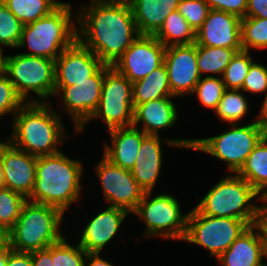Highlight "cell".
<instances>
[{
	"label": "cell",
	"instance_id": "obj_1",
	"mask_svg": "<svg viewBox=\"0 0 267 266\" xmlns=\"http://www.w3.org/2000/svg\"><path fill=\"white\" fill-rule=\"evenodd\" d=\"M77 40L104 64L113 66L140 36L127 0H91L81 5Z\"/></svg>",
	"mask_w": 267,
	"mask_h": 266
},
{
	"label": "cell",
	"instance_id": "obj_2",
	"mask_svg": "<svg viewBox=\"0 0 267 266\" xmlns=\"http://www.w3.org/2000/svg\"><path fill=\"white\" fill-rule=\"evenodd\" d=\"M48 103H25L13 115L12 135L7 139L14 147L37 157L60 152L65 128L61 116Z\"/></svg>",
	"mask_w": 267,
	"mask_h": 266
},
{
	"label": "cell",
	"instance_id": "obj_3",
	"mask_svg": "<svg viewBox=\"0 0 267 266\" xmlns=\"http://www.w3.org/2000/svg\"><path fill=\"white\" fill-rule=\"evenodd\" d=\"M83 165L62 151L37 157L36 179L28 201L58 208L65 214L79 200Z\"/></svg>",
	"mask_w": 267,
	"mask_h": 266
},
{
	"label": "cell",
	"instance_id": "obj_4",
	"mask_svg": "<svg viewBox=\"0 0 267 266\" xmlns=\"http://www.w3.org/2000/svg\"><path fill=\"white\" fill-rule=\"evenodd\" d=\"M69 3L62 2L50 14L23 26L17 48L25 45L31 50L28 56L56 60L60 54L77 40V26L71 17Z\"/></svg>",
	"mask_w": 267,
	"mask_h": 266
},
{
	"label": "cell",
	"instance_id": "obj_5",
	"mask_svg": "<svg viewBox=\"0 0 267 266\" xmlns=\"http://www.w3.org/2000/svg\"><path fill=\"white\" fill-rule=\"evenodd\" d=\"M230 126L232 128L214 137L163 140L173 147L194 149L215 156L227 163L230 172L237 174L249 154L266 134L258 121L241 127L239 124Z\"/></svg>",
	"mask_w": 267,
	"mask_h": 266
},
{
	"label": "cell",
	"instance_id": "obj_6",
	"mask_svg": "<svg viewBox=\"0 0 267 266\" xmlns=\"http://www.w3.org/2000/svg\"><path fill=\"white\" fill-rule=\"evenodd\" d=\"M254 198L260 201L263 197L244 178L234 174L221 178L195 208L203 215L235 218L254 225L259 213Z\"/></svg>",
	"mask_w": 267,
	"mask_h": 266
},
{
	"label": "cell",
	"instance_id": "obj_7",
	"mask_svg": "<svg viewBox=\"0 0 267 266\" xmlns=\"http://www.w3.org/2000/svg\"><path fill=\"white\" fill-rule=\"evenodd\" d=\"M63 215L58 208L27 200L9 230L12 250L30 253L59 242L64 237L59 230Z\"/></svg>",
	"mask_w": 267,
	"mask_h": 266
},
{
	"label": "cell",
	"instance_id": "obj_8",
	"mask_svg": "<svg viewBox=\"0 0 267 266\" xmlns=\"http://www.w3.org/2000/svg\"><path fill=\"white\" fill-rule=\"evenodd\" d=\"M5 73L25 103L46 102L55 91V60L25 54L6 56ZM34 92L37 99H28ZM42 100V101H41Z\"/></svg>",
	"mask_w": 267,
	"mask_h": 266
},
{
	"label": "cell",
	"instance_id": "obj_9",
	"mask_svg": "<svg viewBox=\"0 0 267 266\" xmlns=\"http://www.w3.org/2000/svg\"><path fill=\"white\" fill-rule=\"evenodd\" d=\"M151 194L145 192L132 212L145 222V235L184 241L189 213H181L180 203L173 195L159 193L151 199Z\"/></svg>",
	"mask_w": 267,
	"mask_h": 266
},
{
	"label": "cell",
	"instance_id": "obj_10",
	"mask_svg": "<svg viewBox=\"0 0 267 266\" xmlns=\"http://www.w3.org/2000/svg\"><path fill=\"white\" fill-rule=\"evenodd\" d=\"M249 226L244 220L207 216L193 208L184 240L205 247L211 257L218 258Z\"/></svg>",
	"mask_w": 267,
	"mask_h": 266
},
{
	"label": "cell",
	"instance_id": "obj_11",
	"mask_svg": "<svg viewBox=\"0 0 267 266\" xmlns=\"http://www.w3.org/2000/svg\"><path fill=\"white\" fill-rule=\"evenodd\" d=\"M132 83L114 67L105 64L100 102L92 119L101 118L109 130L132 126L133 123Z\"/></svg>",
	"mask_w": 267,
	"mask_h": 266
},
{
	"label": "cell",
	"instance_id": "obj_12",
	"mask_svg": "<svg viewBox=\"0 0 267 266\" xmlns=\"http://www.w3.org/2000/svg\"><path fill=\"white\" fill-rule=\"evenodd\" d=\"M104 77L105 64L89 80L73 86H55L54 97L61 96L64 109L72 116L77 133L84 130L99 106Z\"/></svg>",
	"mask_w": 267,
	"mask_h": 266
},
{
	"label": "cell",
	"instance_id": "obj_13",
	"mask_svg": "<svg viewBox=\"0 0 267 266\" xmlns=\"http://www.w3.org/2000/svg\"><path fill=\"white\" fill-rule=\"evenodd\" d=\"M109 207H119L132 213L142 201L144 190L132 176L131 170L123 169L103 156L95 167Z\"/></svg>",
	"mask_w": 267,
	"mask_h": 266
},
{
	"label": "cell",
	"instance_id": "obj_14",
	"mask_svg": "<svg viewBox=\"0 0 267 266\" xmlns=\"http://www.w3.org/2000/svg\"><path fill=\"white\" fill-rule=\"evenodd\" d=\"M165 50L155 36L140 35L112 67L134 83L164 63Z\"/></svg>",
	"mask_w": 267,
	"mask_h": 266
},
{
	"label": "cell",
	"instance_id": "obj_15",
	"mask_svg": "<svg viewBox=\"0 0 267 266\" xmlns=\"http://www.w3.org/2000/svg\"><path fill=\"white\" fill-rule=\"evenodd\" d=\"M164 64L172 95H192L201 78L197 66V44L166 47Z\"/></svg>",
	"mask_w": 267,
	"mask_h": 266
},
{
	"label": "cell",
	"instance_id": "obj_16",
	"mask_svg": "<svg viewBox=\"0 0 267 266\" xmlns=\"http://www.w3.org/2000/svg\"><path fill=\"white\" fill-rule=\"evenodd\" d=\"M195 44L242 51L241 18L232 13L210 9L203 25L196 32Z\"/></svg>",
	"mask_w": 267,
	"mask_h": 266
},
{
	"label": "cell",
	"instance_id": "obj_17",
	"mask_svg": "<svg viewBox=\"0 0 267 266\" xmlns=\"http://www.w3.org/2000/svg\"><path fill=\"white\" fill-rule=\"evenodd\" d=\"M104 63L76 40L55 60V86H73L89 80Z\"/></svg>",
	"mask_w": 267,
	"mask_h": 266
},
{
	"label": "cell",
	"instance_id": "obj_18",
	"mask_svg": "<svg viewBox=\"0 0 267 266\" xmlns=\"http://www.w3.org/2000/svg\"><path fill=\"white\" fill-rule=\"evenodd\" d=\"M0 159L7 188L28 199L36 179L37 156L0 141Z\"/></svg>",
	"mask_w": 267,
	"mask_h": 266
},
{
	"label": "cell",
	"instance_id": "obj_19",
	"mask_svg": "<svg viewBox=\"0 0 267 266\" xmlns=\"http://www.w3.org/2000/svg\"><path fill=\"white\" fill-rule=\"evenodd\" d=\"M129 212L119 207H107L92 218L83 229L78 243L87 253H101L117 234Z\"/></svg>",
	"mask_w": 267,
	"mask_h": 266
},
{
	"label": "cell",
	"instance_id": "obj_20",
	"mask_svg": "<svg viewBox=\"0 0 267 266\" xmlns=\"http://www.w3.org/2000/svg\"><path fill=\"white\" fill-rule=\"evenodd\" d=\"M255 228L259 231L256 234ZM265 245L259 226L250 225L217 260L222 266H260L264 263Z\"/></svg>",
	"mask_w": 267,
	"mask_h": 266
},
{
	"label": "cell",
	"instance_id": "obj_21",
	"mask_svg": "<svg viewBox=\"0 0 267 266\" xmlns=\"http://www.w3.org/2000/svg\"><path fill=\"white\" fill-rule=\"evenodd\" d=\"M171 98H158L134 105L132 126L137 128L138 123L143 122L141 130L153 136H158L160 129L174 126L177 123L178 111Z\"/></svg>",
	"mask_w": 267,
	"mask_h": 266
},
{
	"label": "cell",
	"instance_id": "obj_22",
	"mask_svg": "<svg viewBox=\"0 0 267 266\" xmlns=\"http://www.w3.org/2000/svg\"><path fill=\"white\" fill-rule=\"evenodd\" d=\"M109 134L112 146L105 145L104 157L123 169L132 170L147 134L134 126L114 128L109 130Z\"/></svg>",
	"mask_w": 267,
	"mask_h": 266
},
{
	"label": "cell",
	"instance_id": "obj_23",
	"mask_svg": "<svg viewBox=\"0 0 267 266\" xmlns=\"http://www.w3.org/2000/svg\"><path fill=\"white\" fill-rule=\"evenodd\" d=\"M160 137L147 135L141 142L132 176L144 192H152L161 172L162 151Z\"/></svg>",
	"mask_w": 267,
	"mask_h": 266
},
{
	"label": "cell",
	"instance_id": "obj_24",
	"mask_svg": "<svg viewBox=\"0 0 267 266\" xmlns=\"http://www.w3.org/2000/svg\"><path fill=\"white\" fill-rule=\"evenodd\" d=\"M139 35L154 36L180 0H127Z\"/></svg>",
	"mask_w": 267,
	"mask_h": 266
},
{
	"label": "cell",
	"instance_id": "obj_25",
	"mask_svg": "<svg viewBox=\"0 0 267 266\" xmlns=\"http://www.w3.org/2000/svg\"><path fill=\"white\" fill-rule=\"evenodd\" d=\"M263 198H267V135L255 146L237 173Z\"/></svg>",
	"mask_w": 267,
	"mask_h": 266
},
{
	"label": "cell",
	"instance_id": "obj_26",
	"mask_svg": "<svg viewBox=\"0 0 267 266\" xmlns=\"http://www.w3.org/2000/svg\"><path fill=\"white\" fill-rule=\"evenodd\" d=\"M132 88L134 105L158 98L175 97L171 93L168 71L164 63L147 77L132 83Z\"/></svg>",
	"mask_w": 267,
	"mask_h": 266
},
{
	"label": "cell",
	"instance_id": "obj_27",
	"mask_svg": "<svg viewBox=\"0 0 267 266\" xmlns=\"http://www.w3.org/2000/svg\"><path fill=\"white\" fill-rule=\"evenodd\" d=\"M154 36L165 47L189 45L195 43L196 40V32L178 10L173 11L165 19L163 25Z\"/></svg>",
	"mask_w": 267,
	"mask_h": 266
},
{
	"label": "cell",
	"instance_id": "obj_28",
	"mask_svg": "<svg viewBox=\"0 0 267 266\" xmlns=\"http://www.w3.org/2000/svg\"><path fill=\"white\" fill-rule=\"evenodd\" d=\"M23 24L34 22L54 11L62 2L56 0H1Z\"/></svg>",
	"mask_w": 267,
	"mask_h": 266
},
{
	"label": "cell",
	"instance_id": "obj_29",
	"mask_svg": "<svg viewBox=\"0 0 267 266\" xmlns=\"http://www.w3.org/2000/svg\"><path fill=\"white\" fill-rule=\"evenodd\" d=\"M236 54L234 49L200 46L197 44V66L199 73L218 74L225 71L232 57Z\"/></svg>",
	"mask_w": 267,
	"mask_h": 266
},
{
	"label": "cell",
	"instance_id": "obj_30",
	"mask_svg": "<svg viewBox=\"0 0 267 266\" xmlns=\"http://www.w3.org/2000/svg\"><path fill=\"white\" fill-rule=\"evenodd\" d=\"M249 110V103L240 90L226 89L215 110L220 120L238 124Z\"/></svg>",
	"mask_w": 267,
	"mask_h": 266
},
{
	"label": "cell",
	"instance_id": "obj_31",
	"mask_svg": "<svg viewBox=\"0 0 267 266\" xmlns=\"http://www.w3.org/2000/svg\"><path fill=\"white\" fill-rule=\"evenodd\" d=\"M241 46L245 51L267 48V19L241 18Z\"/></svg>",
	"mask_w": 267,
	"mask_h": 266
},
{
	"label": "cell",
	"instance_id": "obj_32",
	"mask_svg": "<svg viewBox=\"0 0 267 266\" xmlns=\"http://www.w3.org/2000/svg\"><path fill=\"white\" fill-rule=\"evenodd\" d=\"M253 62L249 51L236 52L221 76L226 89L241 90Z\"/></svg>",
	"mask_w": 267,
	"mask_h": 266
},
{
	"label": "cell",
	"instance_id": "obj_33",
	"mask_svg": "<svg viewBox=\"0 0 267 266\" xmlns=\"http://www.w3.org/2000/svg\"><path fill=\"white\" fill-rule=\"evenodd\" d=\"M27 198L8 188L0 190V225L10 230L18 220Z\"/></svg>",
	"mask_w": 267,
	"mask_h": 266
},
{
	"label": "cell",
	"instance_id": "obj_34",
	"mask_svg": "<svg viewBox=\"0 0 267 266\" xmlns=\"http://www.w3.org/2000/svg\"><path fill=\"white\" fill-rule=\"evenodd\" d=\"M225 90L226 87L221 76H205L203 79L200 78L193 94L197 95L202 105L215 111Z\"/></svg>",
	"mask_w": 267,
	"mask_h": 266
},
{
	"label": "cell",
	"instance_id": "obj_35",
	"mask_svg": "<svg viewBox=\"0 0 267 266\" xmlns=\"http://www.w3.org/2000/svg\"><path fill=\"white\" fill-rule=\"evenodd\" d=\"M23 24L0 0V44L17 48L23 30Z\"/></svg>",
	"mask_w": 267,
	"mask_h": 266
},
{
	"label": "cell",
	"instance_id": "obj_36",
	"mask_svg": "<svg viewBox=\"0 0 267 266\" xmlns=\"http://www.w3.org/2000/svg\"><path fill=\"white\" fill-rule=\"evenodd\" d=\"M87 252L79 245L68 244L65 236L52 245L53 266H85Z\"/></svg>",
	"mask_w": 267,
	"mask_h": 266
},
{
	"label": "cell",
	"instance_id": "obj_37",
	"mask_svg": "<svg viewBox=\"0 0 267 266\" xmlns=\"http://www.w3.org/2000/svg\"><path fill=\"white\" fill-rule=\"evenodd\" d=\"M177 10L197 32L206 20L210 7L205 0H180Z\"/></svg>",
	"mask_w": 267,
	"mask_h": 266
},
{
	"label": "cell",
	"instance_id": "obj_38",
	"mask_svg": "<svg viewBox=\"0 0 267 266\" xmlns=\"http://www.w3.org/2000/svg\"><path fill=\"white\" fill-rule=\"evenodd\" d=\"M25 104L17 94L14 85L9 81L7 74H0V117L15 113Z\"/></svg>",
	"mask_w": 267,
	"mask_h": 266
},
{
	"label": "cell",
	"instance_id": "obj_39",
	"mask_svg": "<svg viewBox=\"0 0 267 266\" xmlns=\"http://www.w3.org/2000/svg\"><path fill=\"white\" fill-rule=\"evenodd\" d=\"M244 92L266 93L267 96V68L255 61L251 64L248 74L241 88Z\"/></svg>",
	"mask_w": 267,
	"mask_h": 266
},
{
	"label": "cell",
	"instance_id": "obj_40",
	"mask_svg": "<svg viewBox=\"0 0 267 266\" xmlns=\"http://www.w3.org/2000/svg\"><path fill=\"white\" fill-rule=\"evenodd\" d=\"M210 9L235 14L240 18L246 16L248 0H205Z\"/></svg>",
	"mask_w": 267,
	"mask_h": 266
},
{
	"label": "cell",
	"instance_id": "obj_41",
	"mask_svg": "<svg viewBox=\"0 0 267 266\" xmlns=\"http://www.w3.org/2000/svg\"><path fill=\"white\" fill-rule=\"evenodd\" d=\"M245 17L267 19V0H248Z\"/></svg>",
	"mask_w": 267,
	"mask_h": 266
},
{
	"label": "cell",
	"instance_id": "obj_42",
	"mask_svg": "<svg viewBox=\"0 0 267 266\" xmlns=\"http://www.w3.org/2000/svg\"><path fill=\"white\" fill-rule=\"evenodd\" d=\"M32 266H53L52 245L45 249L31 252Z\"/></svg>",
	"mask_w": 267,
	"mask_h": 266
},
{
	"label": "cell",
	"instance_id": "obj_43",
	"mask_svg": "<svg viewBox=\"0 0 267 266\" xmlns=\"http://www.w3.org/2000/svg\"><path fill=\"white\" fill-rule=\"evenodd\" d=\"M7 266H32L31 252L11 250L8 255Z\"/></svg>",
	"mask_w": 267,
	"mask_h": 266
},
{
	"label": "cell",
	"instance_id": "obj_44",
	"mask_svg": "<svg viewBox=\"0 0 267 266\" xmlns=\"http://www.w3.org/2000/svg\"><path fill=\"white\" fill-rule=\"evenodd\" d=\"M261 201L266 204L259 207L257 225L262 232L265 243H267V198H262Z\"/></svg>",
	"mask_w": 267,
	"mask_h": 266
},
{
	"label": "cell",
	"instance_id": "obj_45",
	"mask_svg": "<svg viewBox=\"0 0 267 266\" xmlns=\"http://www.w3.org/2000/svg\"><path fill=\"white\" fill-rule=\"evenodd\" d=\"M85 266H113V265L109 263L107 260L100 258V253H87Z\"/></svg>",
	"mask_w": 267,
	"mask_h": 266
},
{
	"label": "cell",
	"instance_id": "obj_46",
	"mask_svg": "<svg viewBox=\"0 0 267 266\" xmlns=\"http://www.w3.org/2000/svg\"><path fill=\"white\" fill-rule=\"evenodd\" d=\"M258 123L262 126L265 134L267 135V96H265L262 105H261Z\"/></svg>",
	"mask_w": 267,
	"mask_h": 266
},
{
	"label": "cell",
	"instance_id": "obj_47",
	"mask_svg": "<svg viewBox=\"0 0 267 266\" xmlns=\"http://www.w3.org/2000/svg\"><path fill=\"white\" fill-rule=\"evenodd\" d=\"M9 245H10L9 230L5 226L0 225V249L6 248Z\"/></svg>",
	"mask_w": 267,
	"mask_h": 266
},
{
	"label": "cell",
	"instance_id": "obj_48",
	"mask_svg": "<svg viewBox=\"0 0 267 266\" xmlns=\"http://www.w3.org/2000/svg\"><path fill=\"white\" fill-rule=\"evenodd\" d=\"M11 250L12 248L10 245L6 248L0 249V266H7L8 255Z\"/></svg>",
	"mask_w": 267,
	"mask_h": 266
},
{
	"label": "cell",
	"instance_id": "obj_49",
	"mask_svg": "<svg viewBox=\"0 0 267 266\" xmlns=\"http://www.w3.org/2000/svg\"><path fill=\"white\" fill-rule=\"evenodd\" d=\"M2 51L3 49L0 46V74H3L5 72L6 66V56L2 54Z\"/></svg>",
	"mask_w": 267,
	"mask_h": 266
},
{
	"label": "cell",
	"instance_id": "obj_50",
	"mask_svg": "<svg viewBox=\"0 0 267 266\" xmlns=\"http://www.w3.org/2000/svg\"><path fill=\"white\" fill-rule=\"evenodd\" d=\"M7 188L6 183H5V178H4V173H3V167L0 159V190H3Z\"/></svg>",
	"mask_w": 267,
	"mask_h": 266
},
{
	"label": "cell",
	"instance_id": "obj_51",
	"mask_svg": "<svg viewBox=\"0 0 267 266\" xmlns=\"http://www.w3.org/2000/svg\"><path fill=\"white\" fill-rule=\"evenodd\" d=\"M266 245H265V256L264 257H266L267 258V243H265Z\"/></svg>",
	"mask_w": 267,
	"mask_h": 266
}]
</instances>
